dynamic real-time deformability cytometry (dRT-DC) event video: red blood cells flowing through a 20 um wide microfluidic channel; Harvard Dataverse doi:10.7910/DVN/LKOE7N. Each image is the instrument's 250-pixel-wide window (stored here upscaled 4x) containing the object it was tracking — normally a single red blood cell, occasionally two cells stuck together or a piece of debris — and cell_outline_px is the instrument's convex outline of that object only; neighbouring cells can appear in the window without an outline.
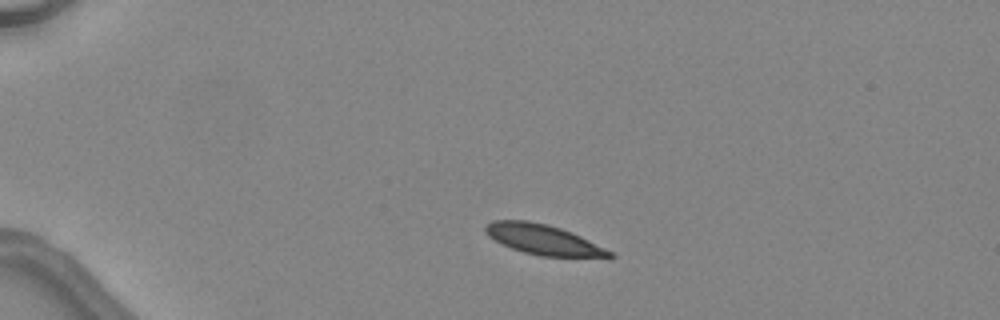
{"species": "common noctule bat (a hibernating species)", "species_latin": "Nyctalus noctula", "temperature_condition": "warm", "stored_images_in_passage": 37, "camera_frame_rate_fps": 3000, "um_per_image_px": 0.085, "animal": {"sex": "female", "body_mass_g": 24.6, "forearm_length_mm": 56.2}, "frame": {"image": 1, "passage_image": 1, "time_ms": 0.0, "image_size_px": [1000, 320], "cell_outline_px": [[616, 256], [612, 260], [608, 260], [540, 256], [524, 252], [512, 248], [488, 236], [484, 232], [484, 224], [492, 220], [528, 220], [548, 224], [572, 232], [612, 252]], "centroid_in_image_um": [46.29, 20.41], "position_along_channel_um": 38.7, "area_um2": 22.54}}
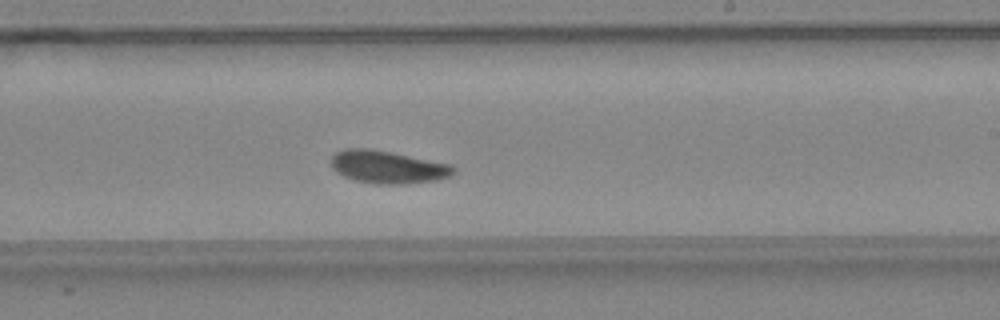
{"frame": {"image": 2, "passage_image": 20, "time_ms": 6.333, "image_size_px": [1000, 320], "cell_outline_px": [[456, 172], [448, 176], [436, 180], [400, 184], [376, 184], [356, 180], [344, 176], [336, 172], [332, 168], [332, 156], [336, 152], [344, 148], [372, 148], [452, 164], [456, 168]], "centroid_in_image_um": [32.96, 14.18], "position_along_channel_um": 256.0, "area_um2": 23.41}}
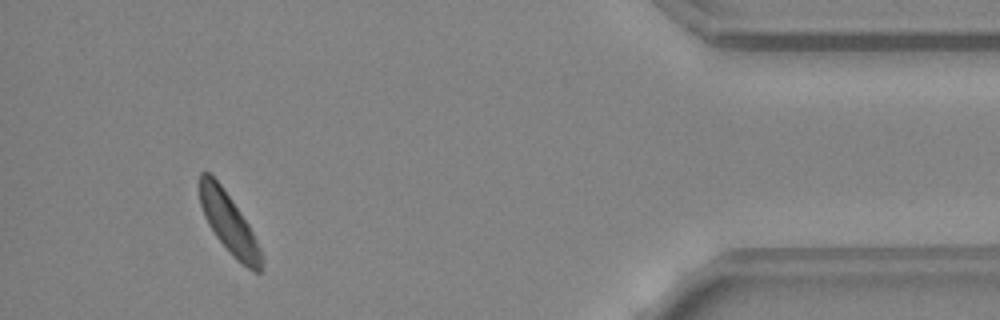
{"frame": {"image": 3, "passage_image": 34, "time_ms": 11.0, "image_size_px": [1000, 320], "cell_outline_px": [[264, 260], [260, 272], [252, 272], [236, 260], [232, 256], [216, 236], [208, 224], [204, 216], [200, 204], [196, 184], [200, 172], [208, 172], [220, 184], [240, 212], [248, 224], [264, 256]], "centroid_in_image_um": [19.43, 18.98], "position_along_channel_um": 415.8, "area_um2": 21.91}, "authors_computed_cell_mechanics": {"area_um2": 22.7732, "velocity_mm_per_s": 4.4911, "shape_relaxation_time_tau1_ms": 6.6567, "shape_relaxation_time_tau2_ms": null, "deformation_change_tau1": 0.159, "deformation_change_tau2": null}}